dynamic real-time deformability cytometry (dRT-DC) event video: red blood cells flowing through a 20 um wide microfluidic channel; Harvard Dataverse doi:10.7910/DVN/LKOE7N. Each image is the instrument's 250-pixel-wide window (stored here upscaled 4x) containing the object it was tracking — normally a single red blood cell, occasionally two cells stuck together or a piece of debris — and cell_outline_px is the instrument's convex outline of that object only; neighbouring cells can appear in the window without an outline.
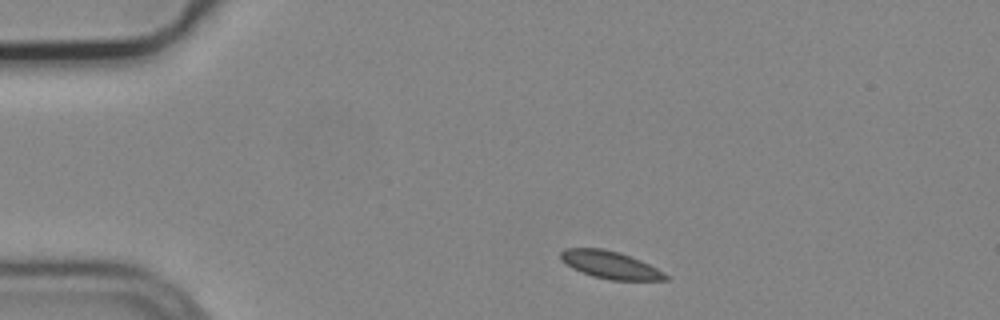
{"species": "common noctule bat (a hibernating species)", "species_latin": "Nyctalus noctula", "temperature_condition": "cold", "stored_images_in_passage": 4, "camera_frame_rate_fps": 3000, "um_per_image_px": 0.085, "animal": {"sex": "male", "body_mass_g": 19.2, "forearm_length_mm": 51.8}, "frame": {"image": 1, "passage_image": 1, "time_ms": 0.0, "image_size_px": [1000, 320], "cell_outline_px": [[668, 280], [612, 280], [592, 276], [580, 272], [572, 268], [560, 260], [560, 252], [564, 248], [600, 248], [620, 252], [640, 260], [664, 272], [668, 276]], "centroid_in_image_um": [51.83, 22.51], "position_along_channel_um": 33.2, "area_um2": 16.82}}
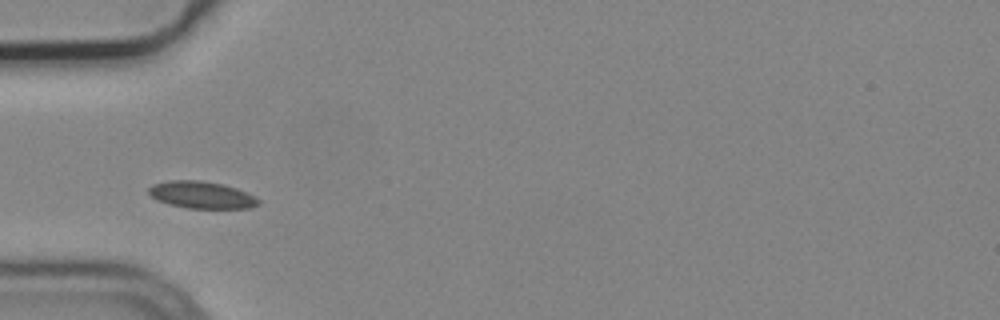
{"frame": {"image": 2, "passage_image": 3, "time_ms": 0.667, "image_size_px": [1000, 320], "cell_outline_px": [[260, 204], [248, 208], [188, 208], [168, 204], [156, 200], [148, 192], [148, 188], [152, 184], [168, 180], [200, 180], [224, 184], [236, 188], [260, 200]], "centroid_in_image_um": [17.09, 16.56], "position_along_channel_um": 67.9, "area_um2": 17.28}}
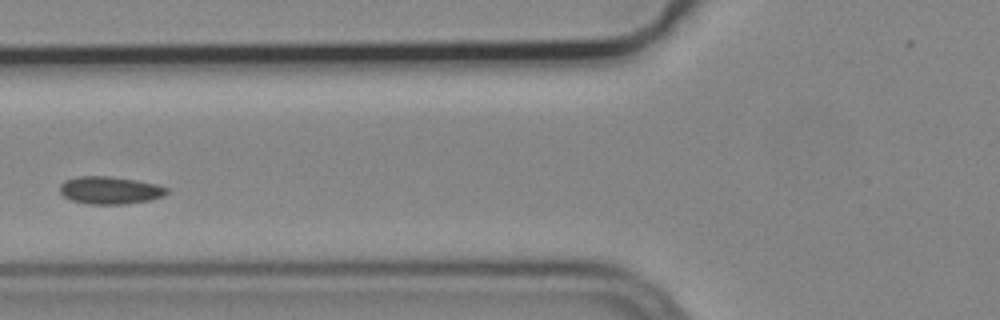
{"frame": {"image": 3, "passage_image": 4, "time_ms": 1.0, "image_size_px": [1000, 320], "cell_outline_px": [[168, 192], [164, 196], [148, 200], [128, 204], [88, 204], [72, 200], [64, 196], [60, 192], [60, 184], [64, 180], [80, 176], [108, 176], [136, 180], [156, 184], [168, 188]], "centroid_in_image_um": [9.35, 16.17], "position_along_channel_um": 116.5, "area_um2": 17.17}}